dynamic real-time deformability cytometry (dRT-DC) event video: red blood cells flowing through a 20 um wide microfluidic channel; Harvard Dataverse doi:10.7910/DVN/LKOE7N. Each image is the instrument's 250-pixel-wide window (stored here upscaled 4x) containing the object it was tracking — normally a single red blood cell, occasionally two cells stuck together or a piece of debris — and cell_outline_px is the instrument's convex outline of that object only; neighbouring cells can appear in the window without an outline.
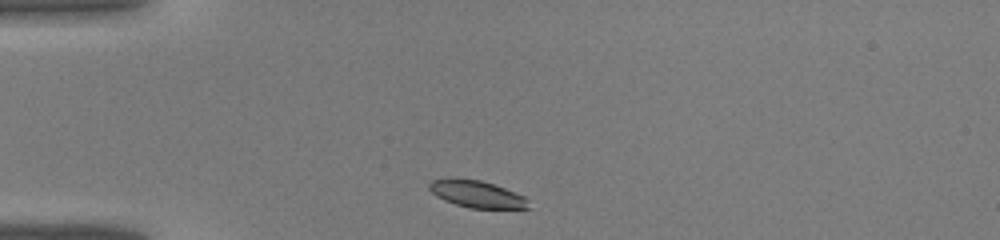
{"species": "common noctule bat (a hibernating species)", "species_latin": "Nyctalus noctula", "temperature_condition": "warm", "stored_images_in_passage": 28, "camera_frame_rate_fps": 3000, "um_per_image_px": 0.085, "animal": {"sex": "male", "body_mass_g": 19.0, "forearm_length_mm": 50.8}, "frame": {"image": 1, "passage_image": 1, "time_ms": 0.0, "image_size_px": [1000, 240], "cell_outline_px": [[528, 208], [472, 208], [456, 204], [444, 200], [436, 196], [428, 188], [428, 184], [432, 180], [480, 180], [504, 188], [524, 196], [528, 200]], "centroid_in_image_um": [40.54, 16.52], "position_along_channel_um": 44.5, "area_um2": 14.97}}
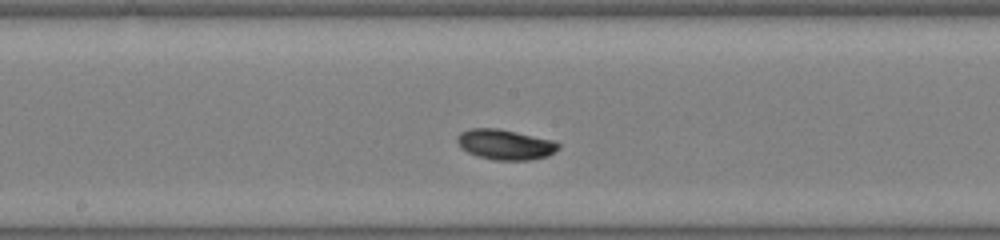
{"frame": {"image": 2, "passage_image": 13, "time_ms": 4.0, "image_size_px": [1000, 240], "cell_outline_px": [[560, 148], [548, 156], [532, 160], [496, 160], [476, 156], [460, 148], [456, 140], [456, 136], [460, 132], [472, 128], [496, 128], [556, 140], [560, 144]], "centroid_in_image_um": [42.95, 12.28], "position_along_channel_um": 205.2, "area_um2": 18.09}}
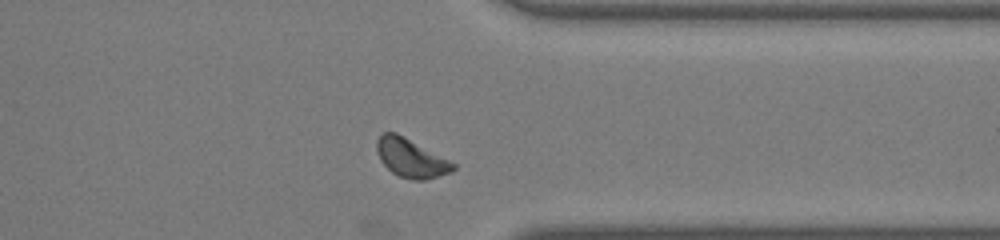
{"frame": {"image": 3, "passage_image": 24, "time_ms": 7.667, "image_size_px": [1000, 240], "cell_outline_px": [[456, 168], [452, 172], [424, 180], [412, 180], [400, 176], [392, 172], [380, 160], [376, 152], [376, 140], [384, 132], [396, 132], [456, 164]], "centroid_in_image_um": [34.91, 13.44], "position_along_channel_um": 376.5, "area_um2": 17.05}}